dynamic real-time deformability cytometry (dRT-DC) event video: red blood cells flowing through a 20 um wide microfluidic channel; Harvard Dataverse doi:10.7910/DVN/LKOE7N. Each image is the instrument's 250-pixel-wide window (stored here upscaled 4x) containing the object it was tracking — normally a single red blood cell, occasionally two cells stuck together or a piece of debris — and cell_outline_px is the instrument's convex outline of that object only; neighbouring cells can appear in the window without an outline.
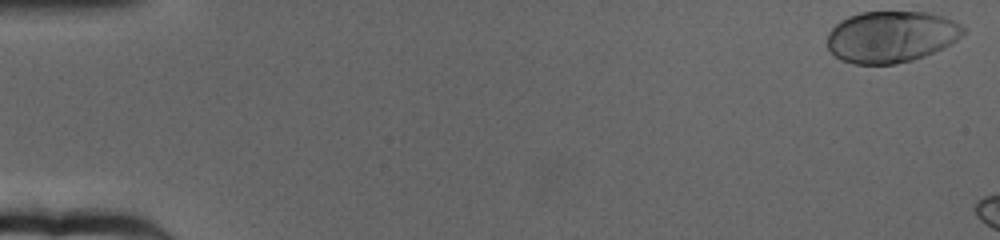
{"species": "human", "species_latin": "Homo sapiens", "temperature_condition": "cold", "stored_images_in_passage": 11, "camera_frame_rate_fps": 3000, "um_per_image_px": 0.085, "donor": {"sex": "female"}, "frame": {"image": 1, "passage_image": 1, "time_ms": 0.0, "image_size_px": [1000, 240], "cell_outline_px": [[964, 36], [944, 48], [924, 56], [912, 60], [896, 64], [852, 64], [840, 60], [828, 48], [828, 32], [840, 20], [848, 16], [860, 12], [928, 12], [952, 20], [960, 24], [964, 28]], "centroid_in_image_um": [75.75, 3.13], "position_along_channel_um": 9.3, "area_um2": 40.98}}